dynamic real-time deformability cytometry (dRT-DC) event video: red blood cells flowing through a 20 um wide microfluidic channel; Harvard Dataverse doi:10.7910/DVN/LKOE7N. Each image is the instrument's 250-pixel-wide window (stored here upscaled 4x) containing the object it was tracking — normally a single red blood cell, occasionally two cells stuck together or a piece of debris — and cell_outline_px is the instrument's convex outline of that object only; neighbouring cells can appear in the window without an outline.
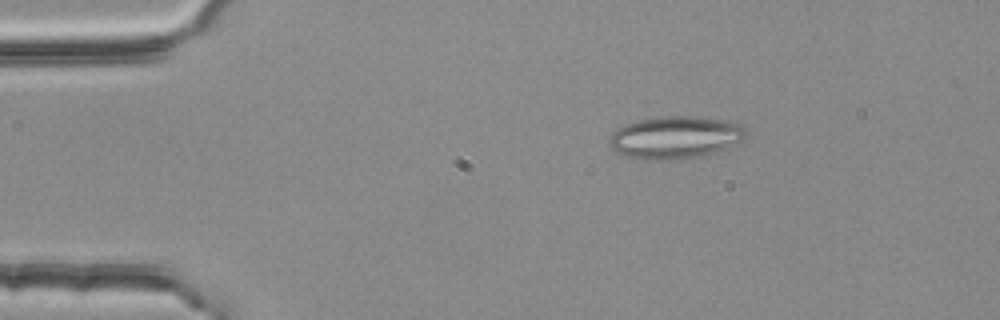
{"species": "common noctule bat (a hibernating species)", "species_latin": "Nyctalus noctula", "temperature_condition": "room temperature", "stored_images_in_passage": 4, "camera_frame_rate_fps": 3000, "um_per_image_px": 0.085, "animal": {"sex": "female", "body_mass_g": 25.1}, "frame": {"image": 1, "passage_image": 2, "time_ms": 0.333, "image_size_px": [1000, 320], "cell_outline_px": [[748, 136], [744, 140], [724, 148], [712, 152], [696, 156], [676, 160], [640, 160], [624, 156], [616, 152], [612, 148], [608, 140], [612, 132], [624, 124], [640, 120], [664, 116], [704, 116], [724, 120], [736, 124], [744, 128], [748, 132]], "centroid_in_image_um": [57.36, 11.68], "position_along_channel_um": 27.6, "area_um2": 33.93}}
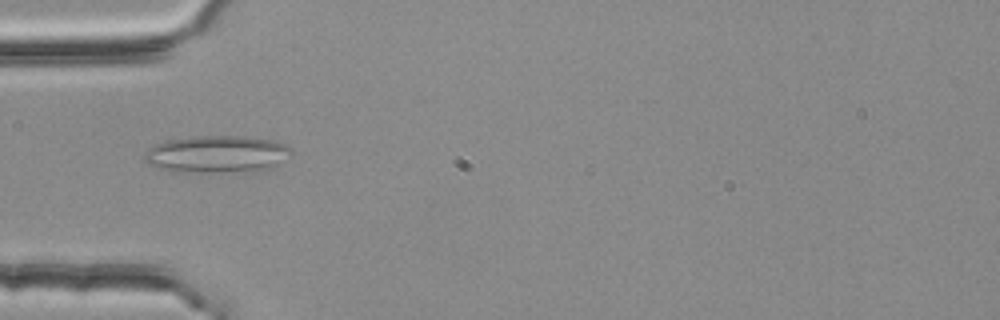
{"frame": {"image": 2, "passage_image": 3, "time_ms": 0.667, "image_size_px": [1000, 320], "cell_outline_px": [[292, 152], [272, 168], [252, 172], [168, 172], [148, 164], [144, 160], [144, 152], [148, 148], [156, 144], [168, 140], [196, 136], [248, 136], [272, 140], [284, 144], [292, 148]], "centroid_in_image_um": [18.41, 13.12], "position_along_channel_um": 66.6, "area_um2": 32.25}}